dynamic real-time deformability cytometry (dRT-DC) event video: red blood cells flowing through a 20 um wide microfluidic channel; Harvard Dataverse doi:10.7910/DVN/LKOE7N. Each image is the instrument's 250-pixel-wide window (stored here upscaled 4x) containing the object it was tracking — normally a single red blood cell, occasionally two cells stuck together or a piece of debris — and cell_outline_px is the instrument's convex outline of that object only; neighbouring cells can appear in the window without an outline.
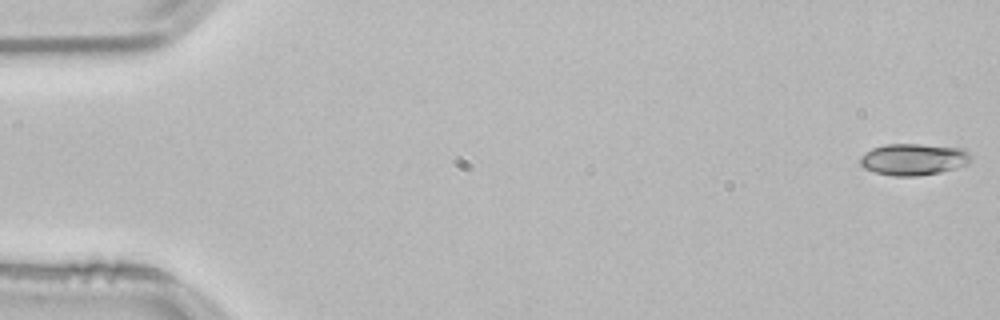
{"species": "common noctule bat (a hibernating species)", "species_latin": "Nyctalus noctula", "temperature_condition": "room temperature", "stored_images_in_passage": 53, "camera_frame_rate_fps": 3000, "um_per_image_px": 0.085, "animal": {"sex": "male", "body_mass_g": 21.5, "forearm_length_mm": 52.0}, "frame": {"image": 1, "passage_image": 1, "time_ms": 0.0, "image_size_px": [1000, 320], "cell_outline_px": [[972, 160], [968, 164], [956, 168], [940, 172], [916, 176], [892, 176], [876, 172], [864, 168], [860, 164], [860, 156], [864, 152], [872, 148], [884, 144], [920, 144], [964, 148], [972, 156]], "centroid_in_image_um": [77.66, 13.54], "position_along_channel_um": 7.3, "area_um2": 20.63}}
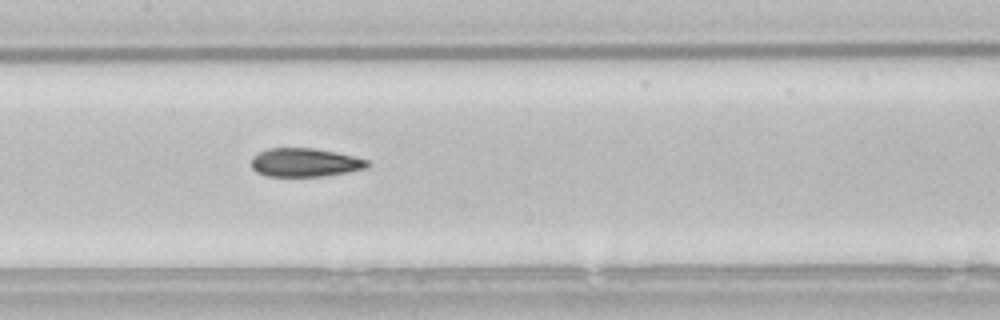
{"frame": {"image": 2, "passage_image": 26, "time_ms": 8.333, "image_size_px": [1000, 320], "cell_outline_px": [[368, 168], [348, 172], [324, 176], [268, 176], [256, 172], [252, 168], [252, 156], [268, 148], [316, 148], [356, 156], [368, 160]], "centroid_in_image_um": [25.94, 13.81], "position_along_channel_um": 181.5, "area_um2": 19.42}}
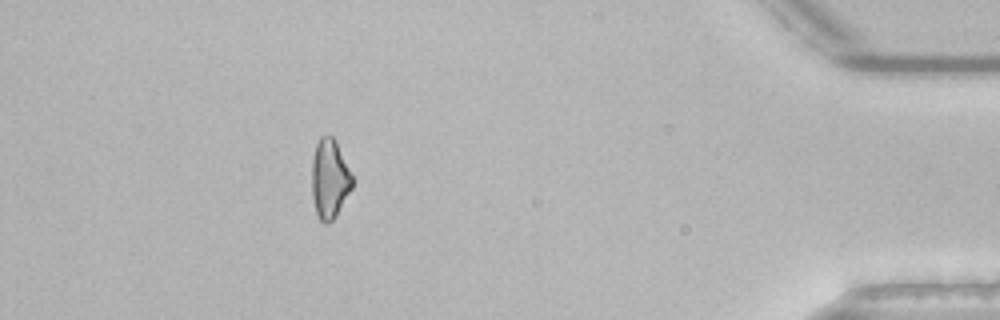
{"frame": {"image": 3, "passage_image": 48, "time_ms": 15.667, "image_size_px": [1000, 320], "cell_outline_px": [[352, 188], [336, 216], [328, 224], [324, 224], [320, 220], [316, 212], [312, 196], [312, 156], [316, 144], [320, 136], [332, 136], [336, 140], [352, 176]], "centroid_in_image_um": [28.0, 15.2], "position_along_channel_um": 407.2, "area_um2": 18.67}, "authors_computed_cell_mechanics": {"area_um2": 19.4786, "velocity_mm_per_s": 3.8211, "shape_relaxation_time_tau1_ms": 9.2071, "shape_relaxation_time_tau2_ms": 7.1727, "deformation_change_tau1": 0.1849, "deformation_change_tau2": 0.1494}}